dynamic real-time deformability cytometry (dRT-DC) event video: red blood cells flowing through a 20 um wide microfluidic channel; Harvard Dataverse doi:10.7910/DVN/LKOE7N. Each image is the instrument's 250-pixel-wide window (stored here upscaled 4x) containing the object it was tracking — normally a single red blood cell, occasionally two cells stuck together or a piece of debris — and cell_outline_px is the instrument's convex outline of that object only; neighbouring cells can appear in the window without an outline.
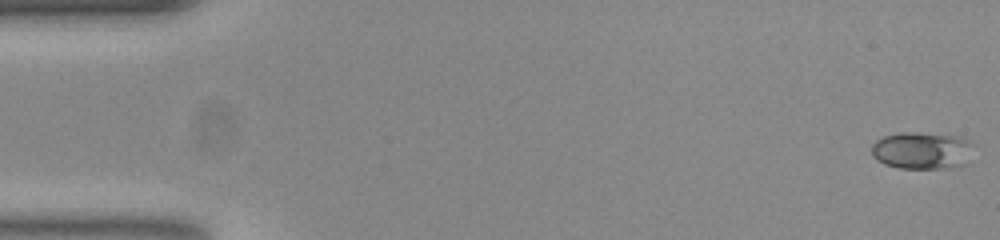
{"species": "common noctule bat (a hibernating species)", "species_latin": "Nyctalus noctula", "temperature_condition": "room temperature", "stored_images_in_passage": 50, "camera_frame_rate_fps": 3000, "um_per_image_px": 0.085, "animal": {"sex": "female", "body_mass_g": 23.0, "forearm_length_mm": 53.4}, "frame": {"image": 1, "passage_image": 1, "time_ms": 0.0, "image_size_px": [1000, 240], "cell_outline_px": [[976, 144], [964, 164], [940, 168], [900, 168], [884, 164], [876, 160], [872, 156], [872, 144], [876, 140], [884, 136], [900, 132], [908, 132], [960, 136]], "centroid_in_image_um": [78.35, 12.78], "position_along_channel_um": 6.6, "area_um2": 22.08}}
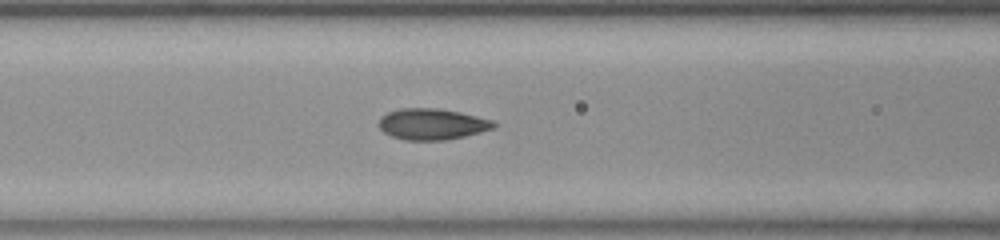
{"frame": {"image": 2, "passage_image": 22, "time_ms": 7.0, "image_size_px": [1000, 240], "cell_outline_px": [[500, 124], [496, 128], [448, 140], [404, 140], [392, 136], [384, 132], [380, 128], [380, 116], [388, 112], [400, 108], [440, 108], [460, 112], [492, 120]], "centroid_in_image_um": [36.76, 10.55], "position_along_channel_um": 129.8, "area_um2": 20.98}}
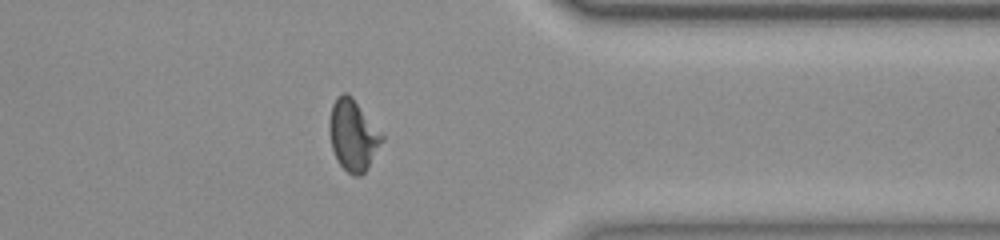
{"frame": {"image": 3, "passage_image": 43, "time_ms": 14.0, "image_size_px": [1000, 240], "cell_outline_px": [[384, 140], [368, 168], [360, 176], [352, 176], [336, 160], [332, 148], [328, 128], [328, 120], [332, 104], [336, 96], [344, 92], [348, 92], [352, 96], [384, 136]], "centroid_in_image_um": [29.99, 11.48], "position_along_channel_um": 381.4, "area_um2": 22.02}}